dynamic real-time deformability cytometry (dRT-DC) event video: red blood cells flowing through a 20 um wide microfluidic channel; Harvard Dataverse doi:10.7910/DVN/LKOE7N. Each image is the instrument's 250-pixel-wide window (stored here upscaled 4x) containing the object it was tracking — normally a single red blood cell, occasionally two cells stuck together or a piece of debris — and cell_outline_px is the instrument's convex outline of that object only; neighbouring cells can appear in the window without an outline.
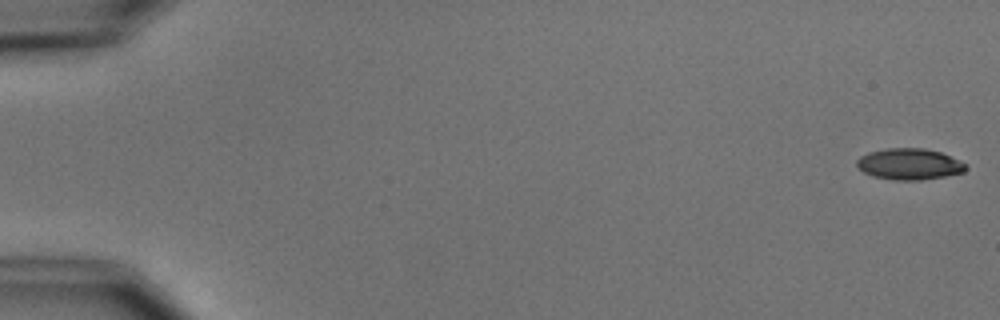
{"species": "common noctule bat (a hibernating species)", "species_latin": "Nyctalus noctula", "temperature_condition": "cold", "stored_images_in_passage": 9, "camera_frame_rate_fps": 3000, "um_per_image_px": 0.085, "animal": {"sex": "male", "body_mass_g": 15.6}, "frame": {"image": 1, "passage_image": 1, "time_ms": 0.0, "image_size_px": [1000, 320], "cell_outline_px": [[968, 168], [964, 172], [944, 176], [920, 180], [892, 180], [872, 176], [864, 172], [856, 164], [856, 160], [860, 156], [868, 152], [888, 148], [924, 148], [940, 152], [968, 164]], "centroid_in_image_um": [77.3, 13.95], "position_along_channel_um": 7.7, "area_um2": 19.88}}
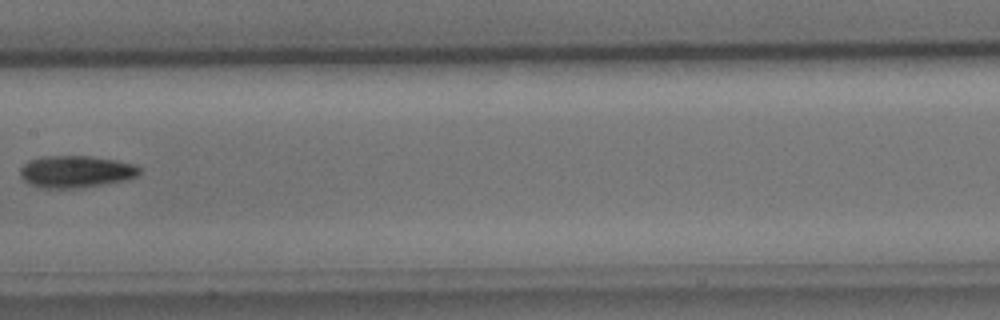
{"frame": {"image": 2, "passage_image": 8, "time_ms": 9.333, "image_size_px": [1000, 320], "cell_outline_px": [[140, 172], [136, 176], [124, 180], [76, 188], [40, 188], [24, 180], [20, 176], [20, 168], [28, 160], [44, 156], [92, 156], [116, 160], [132, 164], [140, 168]], "centroid_in_image_um": [6.41, 14.57], "position_along_channel_um": 201.0, "area_um2": 22.02}}
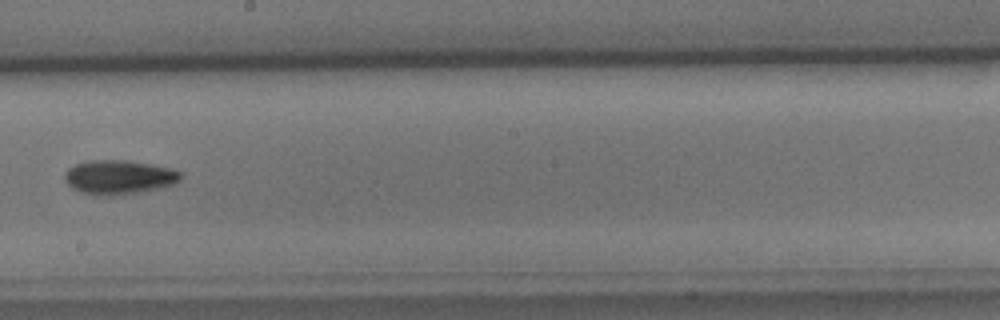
{"frame": {"image": 3, "passage_image": 9, "time_ms": 10.333, "image_size_px": [1000, 320], "cell_outline_px": [[180, 180], [172, 184], [160, 188], [140, 192], [112, 196], [108, 196], [80, 192], [72, 188], [64, 180], [64, 172], [68, 168], [76, 164], [92, 160], [124, 160], [148, 164], [168, 168], [180, 172]], "centroid_in_image_um": [10.05, 15.07], "position_along_channel_um": 238.1, "area_um2": 22.83}}